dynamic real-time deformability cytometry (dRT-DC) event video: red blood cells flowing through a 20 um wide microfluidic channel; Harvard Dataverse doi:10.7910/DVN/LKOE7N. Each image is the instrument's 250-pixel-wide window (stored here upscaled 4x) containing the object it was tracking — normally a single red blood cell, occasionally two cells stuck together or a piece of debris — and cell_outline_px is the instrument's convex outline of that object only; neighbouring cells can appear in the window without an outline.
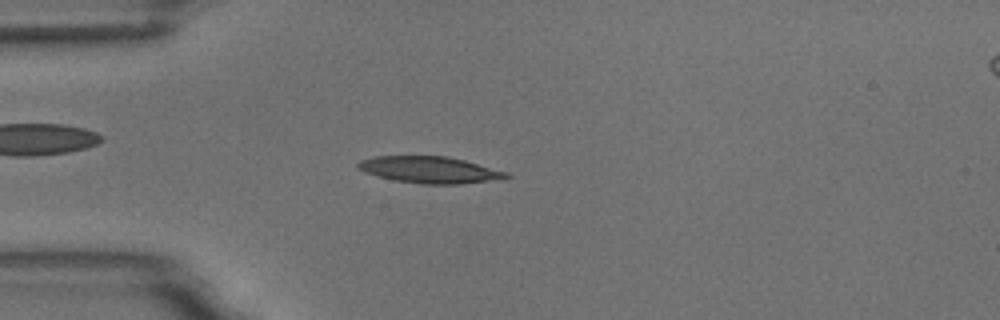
{"species": "common noctule bat (a hibernating species)", "species_latin": "Nyctalus noctula", "temperature_condition": "room temperature", "stored_images_in_passage": 4, "camera_frame_rate_fps": 3000, "um_per_image_px": 0.085, "animal": {"sex": "male", "body_mass_g": 18.8}, "frame": {"image": 1, "passage_image": 4, "time_ms": 3.333, "image_size_px": [1000, 320], "cell_outline_px": [[512, 176], [504, 180], [460, 184], [420, 184], [396, 180], [376, 176], [364, 172], [356, 168], [356, 164], [360, 160], [376, 156], [448, 156], [464, 160], [508, 172]], "centroid_in_image_um": [36.57, 14.44], "position_along_channel_um": 48.4, "area_um2": 23.35}}